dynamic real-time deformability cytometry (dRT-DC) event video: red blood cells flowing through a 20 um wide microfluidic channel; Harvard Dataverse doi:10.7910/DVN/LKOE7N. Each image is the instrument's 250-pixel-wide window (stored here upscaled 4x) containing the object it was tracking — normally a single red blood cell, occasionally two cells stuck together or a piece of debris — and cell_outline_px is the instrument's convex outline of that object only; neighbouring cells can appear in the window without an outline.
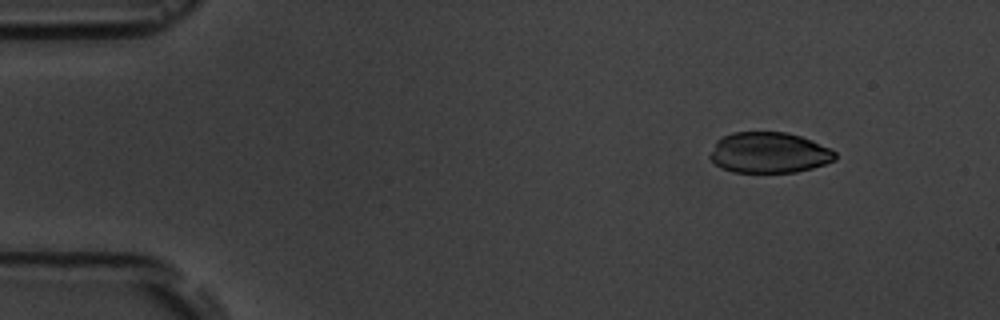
{"species": "common noctule bat (a hibernating species)", "species_latin": "Nyctalus noctula", "temperature_condition": "room temperature", "stored_images_in_passage": 6, "camera_frame_rate_fps": 3000, "um_per_image_px": 0.085, "animal": {"sex": "male", "body_mass_g": 19.5, "forearm_length_mm": 54.6}, "frame": {"image": 1, "passage_image": 1, "time_ms": 0.0, "image_size_px": [1000, 320], "cell_outline_px": [[836, 160], [812, 168], [796, 172], [732, 172], [720, 168], [708, 156], [716, 140], [732, 132], [788, 132], [812, 140], [832, 148], [836, 152]], "centroid_in_image_um": [65.37, 12.97], "position_along_channel_um": 19.6, "area_um2": 30.0}}
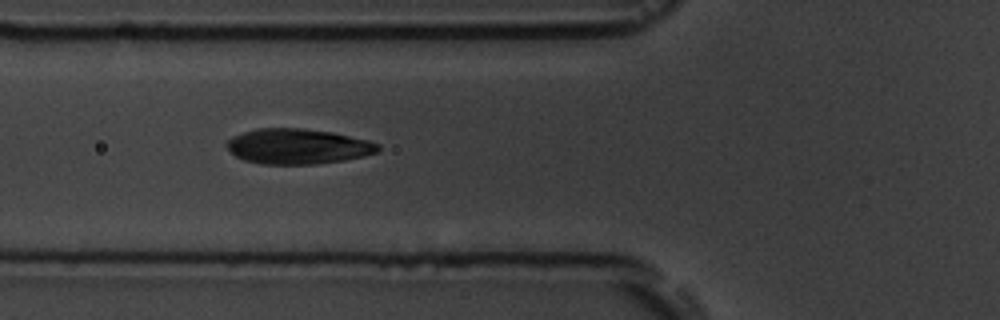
{"frame": {"image": 2, "passage_image": 5, "time_ms": 4.667, "image_size_px": [1000, 320], "cell_outline_px": [[380, 148], [376, 152], [364, 156], [344, 160], [316, 164], [260, 164], [244, 160], [236, 156], [224, 144], [232, 136], [256, 128], [300, 128], [332, 132], [368, 140], [380, 144]], "centroid_in_image_um": [25.3, 12.44], "position_along_channel_um": 100.5, "area_um2": 31.1}}
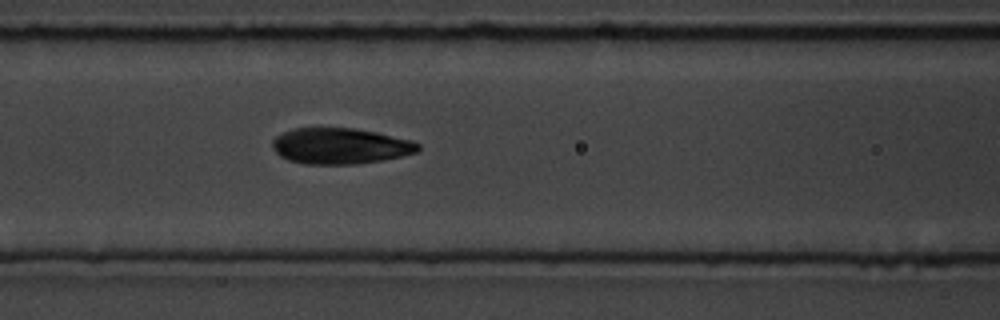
{"frame": {"image": 3, "passage_image": 6, "time_ms": 5.667, "image_size_px": [1000, 320], "cell_outline_px": [[420, 148], [416, 152], [384, 160], [356, 164], [304, 164], [288, 160], [280, 156], [272, 148], [272, 140], [276, 136], [292, 128], [356, 128], [376, 132], [412, 140], [420, 144]], "centroid_in_image_um": [28.91, 12.41], "position_along_channel_um": 137.7, "area_um2": 30.63}}